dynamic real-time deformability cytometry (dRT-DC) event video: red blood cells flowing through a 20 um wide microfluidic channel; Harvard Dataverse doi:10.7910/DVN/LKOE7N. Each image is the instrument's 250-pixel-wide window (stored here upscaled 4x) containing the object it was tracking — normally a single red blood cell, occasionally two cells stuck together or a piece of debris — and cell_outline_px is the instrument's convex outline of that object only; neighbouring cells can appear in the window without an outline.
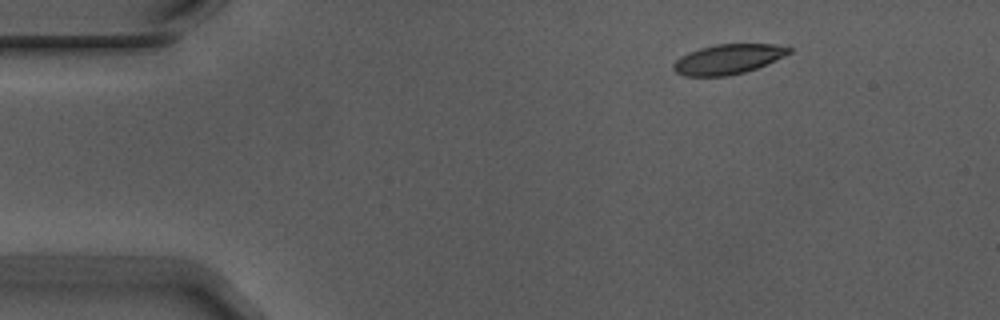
{"species": "Egyptian fruit bat (a non-hibernating species)", "species_latin": "Rousettus aegyptiacus", "temperature_condition": "warm", "stored_images_in_passage": 6, "camera_frame_rate_fps": 3000, "um_per_image_px": 0.085, "animal": {"sex": "male"}, "frame": {"image": 1, "passage_image": 1, "time_ms": 0.0, "image_size_px": [1000, 320], "cell_outline_px": [[792, 52], [784, 56], [756, 68], [744, 72], [728, 76], [684, 76], [676, 72], [672, 68], [672, 64], [680, 56], [688, 52], [700, 48], [716, 44], [776, 44], [792, 48]], "centroid_in_image_um": [61.86, 5.03], "position_along_channel_um": 23.1, "area_um2": 20.11}}
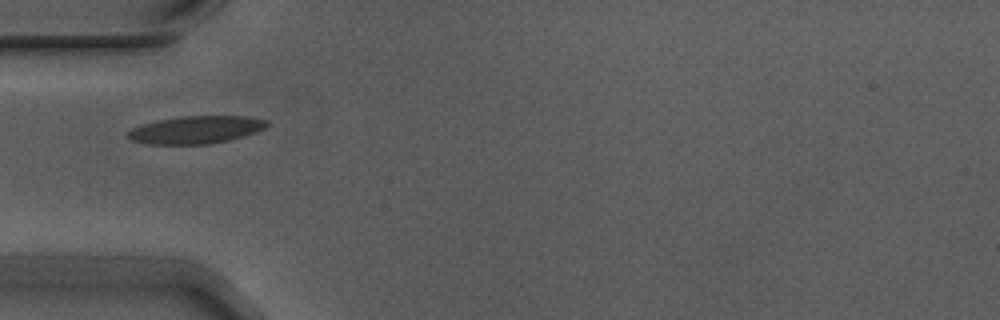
{"frame": {"image": 2, "passage_image": 4, "time_ms": 1.0, "image_size_px": [1000, 320], "cell_outline_px": [[268, 124], [264, 128], [256, 132], [228, 140], [208, 144], [148, 144], [132, 140], [128, 136], [128, 132], [132, 128], [144, 124], [160, 120], [184, 116], [244, 116], [268, 120]], "centroid_in_image_um": [16.67, 11.03], "position_along_channel_um": 68.3, "area_um2": 22.02}}
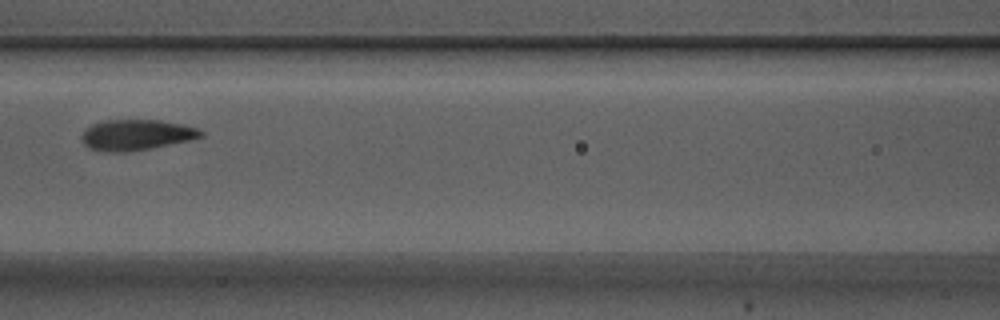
{"frame": {"image": 3, "passage_image": 6, "time_ms": 1.667, "image_size_px": [1000, 320], "cell_outline_px": [[204, 136], [192, 140], [152, 148], [124, 152], [108, 152], [88, 148], [80, 140], [80, 136], [84, 128], [92, 124], [104, 120], [160, 120], [184, 124], [200, 128], [204, 132]], "centroid_in_image_um": [11.6, 11.46], "position_along_channel_um": 155.0, "area_um2": 21.79}}